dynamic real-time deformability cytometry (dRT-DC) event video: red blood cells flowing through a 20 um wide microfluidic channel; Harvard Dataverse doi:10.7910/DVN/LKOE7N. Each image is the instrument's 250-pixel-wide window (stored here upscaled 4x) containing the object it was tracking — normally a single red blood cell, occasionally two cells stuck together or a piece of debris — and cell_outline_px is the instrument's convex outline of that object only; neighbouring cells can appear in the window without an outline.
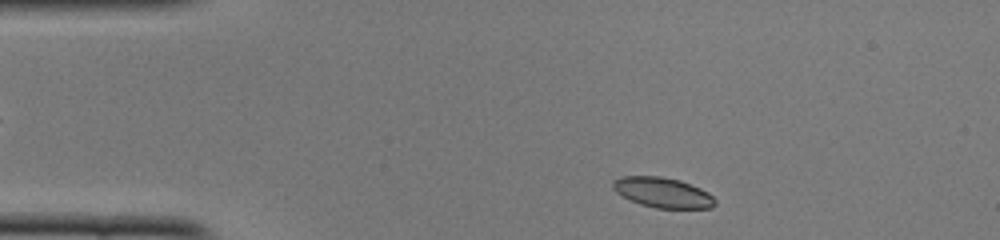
{"species": "common noctule bat (a hibernating species)", "species_latin": "Nyctalus noctula", "temperature_condition": "cold", "stored_images_in_passage": 44, "camera_frame_rate_fps": 3000, "um_per_image_px": 0.085, "animal": {"sex": "female", "body_mass_g": 22.0, "forearm_length_mm": 56.7}, "frame": {"image": 1, "passage_image": 2, "time_ms": 0.333, "image_size_px": [1000, 240], "cell_outline_px": [[716, 204], [712, 208], [656, 208], [640, 204], [616, 192], [612, 188], [612, 180], [620, 176], [660, 176], [680, 180], [700, 188], [708, 192], [716, 200]], "centroid_in_image_um": [56.33, 16.36], "position_along_channel_um": 28.7, "area_um2": 17.98}}
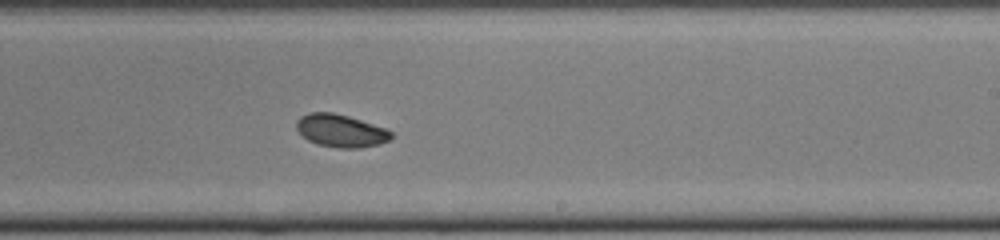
{"frame": {"image": 2, "passage_image": 24, "time_ms": 7.667, "image_size_px": [1000, 240], "cell_outline_px": [[392, 136], [388, 140], [380, 144], [360, 148], [336, 148], [316, 144], [308, 140], [296, 128], [296, 120], [300, 116], [308, 112], [332, 112], [348, 116], [388, 128], [392, 132]], "centroid_in_image_um": [28.97, 11.11], "position_along_channel_um": 260.0, "area_um2": 18.26}}
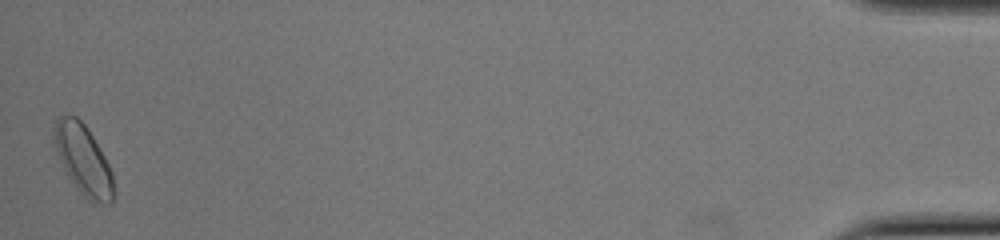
{"frame": {"image": 3, "passage_image": 44, "time_ms": 14.333, "image_size_px": [1000, 240], "cell_outline_px": [[112, 204], [92, 204], [76, 188], [68, 176], [64, 168], [56, 148], [52, 132], [56, 116], [76, 116], [88, 128], [100, 148], [112, 172]], "centroid_in_image_um": [7.07, 13.58], "position_along_channel_um": 428.1, "area_um2": 24.04}, "authors_computed_cell_mechanics": {"area_um2": 18.2648, "velocity_mm_per_s": 3.89, "shape_relaxation_time_tau1_ms": 6.2809, "shape_relaxation_time_tau2_ms": 2.948, "deformation_change_tau1": 0.1448, "deformation_change_tau2": 0.048}}